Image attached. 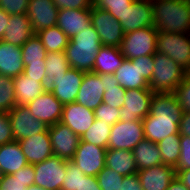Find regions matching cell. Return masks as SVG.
Wrapping results in <instances>:
<instances>
[{
	"instance_id": "obj_42",
	"label": "cell",
	"mask_w": 190,
	"mask_h": 190,
	"mask_svg": "<svg viewBox=\"0 0 190 190\" xmlns=\"http://www.w3.org/2000/svg\"><path fill=\"white\" fill-rule=\"evenodd\" d=\"M175 96L185 112H190V79L184 78L174 91Z\"/></svg>"
},
{
	"instance_id": "obj_10",
	"label": "cell",
	"mask_w": 190,
	"mask_h": 190,
	"mask_svg": "<svg viewBox=\"0 0 190 190\" xmlns=\"http://www.w3.org/2000/svg\"><path fill=\"white\" fill-rule=\"evenodd\" d=\"M151 89H128L125 91L124 105L120 108V119L124 122L143 120L150 113Z\"/></svg>"
},
{
	"instance_id": "obj_32",
	"label": "cell",
	"mask_w": 190,
	"mask_h": 190,
	"mask_svg": "<svg viewBox=\"0 0 190 190\" xmlns=\"http://www.w3.org/2000/svg\"><path fill=\"white\" fill-rule=\"evenodd\" d=\"M101 80L105 86L103 103L114 108L120 109L123 107L126 90L119 85V81L115 78L114 74H101Z\"/></svg>"
},
{
	"instance_id": "obj_37",
	"label": "cell",
	"mask_w": 190,
	"mask_h": 190,
	"mask_svg": "<svg viewBox=\"0 0 190 190\" xmlns=\"http://www.w3.org/2000/svg\"><path fill=\"white\" fill-rule=\"evenodd\" d=\"M12 77L0 75V113L10 112L16 105Z\"/></svg>"
},
{
	"instance_id": "obj_54",
	"label": "cell",
	"mask_w": 190,
	"mask_h": 190,
	"mask_svg": "<svg viewBox=\"0 0 190 190\" xmlns=\"http://www.w3.org/2000/svg\"><path fill=\"white\" fill-rule=\"evenodd\" d=\"M10 15L5 12L2 8H0V40L3 38V34L5 33L6 26L9 23Z\"/></svg>"
},
{
	"instance_id": "obj_46",
	"label": "cell",
	"mask_w": 190,
	"mask_h": 190,
	"mask_svg": "<svg viewBox=\"0 0 190 190\" xmlns=\"http://www.w3.org/2000/svg\"><path fill=\"white\" fill-rule=\"evenodd\" d=\"M30 180L15 178L13 175H3L0 181V190H27Z\"/></svg>"
},
{
	"instance_id": "obj_40",
	"label": "cell",
	"mask_w": 190,
	"mask_h": 190,
	"mask_svg": "<svg viewBox=\"0 0 190 190\" xmlns=\"http://www.w3.org/2000/svg\"><path fill=\"white\" fill-rule=\"evenodd\" d=\"M84 173L71 161H67V168L61 190H81Z\"/></svg>"
},
{
	"instance_id": "obj_38",
	"label": "cell",
	"mask_w": 190,
	"mask_h": 190,
	"mask_svg": "<svg viewBox=\"0 0 190 190\" xmlns=\"http://www.w3.org/2000/svg\"><path fill=\"white\" fill-rule=\"evenodd\" d=\"M134 0H92V7L109 12L115 19H119Z\"/></svg>"
},
{
	"instance_id": "obj_31",
	"label": "cell",
	"mask_w": 190,
	"mask_h": 190,
	"mask_svg": "<svg viewBox=\"0 0 190 190\" xmlns=\"http://www.w3.org/2000/svg\"><path fill=\"white\" fill-rule=\"evenodd\" d=\"M132 152L138 170L151 168L163 163L158 144L148 139L144 138L135 146Z\"/></svg>"
},
{
	"instance_id": "obj_36",
	"label": "cell",
	"mask_w": 190,
	"mask_h": 190,
	"mask_svg": "<svg viewBox=\"0 0 190 190\" xmlns=\"http://www.w3.org/2000/svg\"><path fill=\"white\" fill-rule=\"evenodd\" d=\"M21 51L24 66L28 63H45L47 51L37 34L21 46Z\"/></svg>"
},
{
	"instance_id": "obj_35",
	"label": "cell",
	"mask_w": 190,
	"mask_h": 190,
	"mask_svg": "<svg viewBox=\"0 0 190 190\" xmlns=\"http://www.w3.org/2000/svg\"><path fill=\"white\" fill-rule=\"evenodd\" d=\"M111 125L95 119L92 126L81 136V141L108 149Z\"/></svg>"
},
{
	"instance_id": "obj_23",
	"label": "cell",
	"mask_w": 190,
	"mask_h": 190,
	"mask_svg": "<svg viewBox=\"0 0 190 190\" xmlns=\"http://www.w3.org/2000/svg\"><path fill=\"white\" fill-rule=\"evenodd\" d=\"M23 70L21 47L0 40V75L14 78L22 74Z\"/></svg>"
},
{
	"instance_id": "obj_30",
	"label": "cell",
	"mask_w": 190,
	"mask_h": 190,
	"mask_svg": "<svg viewBox=\"0 0 190 190\" xmlns=\"http://www.w3.org/2000/svg\"><path fill=\"white\" fill-rule=\"evenodd\" d=\"M13 82L17 105H27L45 91L42 82L28 78L23 73L14 77Z\"/></svg>"
},
{
	"instance_id": "obj_41",
	"label": "cell",
	"mask_w": 190,
	"mask_h": 190,
	"mask_svg": "<svg viewBox=\"0 0 190 190\" xmlns=\"http://www.w3.org/2000/svg\"><path fill=\"white\" fill-rule=\"evenodd\" d=\"M95 119L103 121L106 124L114 125L120 119V109L110 107L106 103H101L94 110Z\"/></svg>"
},
{
	"instance_id": "obj_33",
	"label": "cell",
	"mask_w": 190,
	"mask_h": 190,
	"mask_svg": "<svg viewBox=\"0 0 190 190\" xmlns=\"http://www.w3.org/2000/svg\"><path fill=\"white\" fill-rule=\"evenodd\" d=\"M47 52L65 51L69 38L55 25L36 33Z\"/></svg>"
},
{
	"instance_id": "obj_27",
	"label": "cell",
	"mask_w": 190,
	"mask_h": 190,
	"mask_svg": "<svg viewBox=\"0 0 190 190\" xmlns=\"http://www.w3.org/2000/svg\"><path fill=\"white\" fill-rule=\"evenodd\" d=\"M46 75L42 80L43 89L45 91L53 90V80L65 76L70 69L64 51L61 52H47L45 58Z\"/></svg>"
},
{
	"instance_id": "obj_3",
	"label": "cell",
	"mask_w": 190,
	"mask_h": 190,
	"mask_svg": "<svg viewBox=\"0 0 190 190\" xmlns=\"http://www.w3.org/2000/svg\"><path fill=\"white\" fill-rule=\"evenodd\" d=\"M102 47L100 36L91 25L69 39L65 48V55L70 68L87 72H93L96 55Z\"/></svg>"
},
{
	"instance_id": "obj_50",
	"label": "cell",
	"mask_w": 190,
	"mask_h": 190,
	"mask_svg": "<svg viewBox=\"0 0 190 190\" xmlns=\"http://www.w3.org/2000/svg\"><path fill=\"white\" fill-rule=\"evenodd\" d=\"M120 190H143L138 174L124 176Z\"/></svg>"
},
{
	"instance_id": "obj_52",
	"label": "cell",
	"mask_w": 190,
	"mask_h": 190,
	"mask_svg": "<svg viewBox=\"0 0 190 190\" xmlns=\"http://www.w3.org/2000/svg\"><path fill=\"white\" fill-rule=\"evenodd\" d=\"M179 134L180 136L190 137V112L183 111L181 121L179 123Z\"/></svg>"
},
{
	"instance_id": "obj_56",
	"label": "cell",
	"mask_w": 190,
	"mask_h": 190,
	"mask_svg": "<svg viewBox=\"0 0 190 190\" xmlns=\"http://www.w3.org/2000/svg\"><path fill=\"white\" fill-rule=\"evenodd\" d=\"M167 190H189L177 177H175Z\"/></svg>"
},
{
	"instance_id": "obj_9",
	"label": "cell",
	"mask_w": 190,
	"mask_h": 190,
	"mask_svg": "<svg viewBox=\"0 0 190 190\" xmlns=\"http://www.w3.org/2000/svg\"><path fill=\"white\" fill-rule=\"evenodd\" d=\"M143 139L142 120L130 122L118 120L111 126L108 148L132 151Z\"/></svg>"
},
{
	"instance_id": "obj_15",
	"label": "cell",
	"mask_w": 190,
	"mask_h": 190,
	"mask_svg": "<svg viewBox=\"0 0 190 190\" xmlns=\"http://www.w3.org/2000/svg\"><path fill=\"white\" fill-rule=\"evenodd\" d=\"M118 21L122 25L125 34L148 26H154L151 0H134Z\"/></svg>"
},
{
	"instance_id": "obj_29",
	"label": "cell",
	"mask_w": 190,
	"mask_h": 190,
	"mask_svg": "<svg viewBox=\"0 0 190 190\" xmlns=\"http://www.w3.org/2000/svg\"><path fill=\"white\" fill-rule=\"evenodd\" d=\"M125 57L120 47L102 46L96 55L93 72L98 74H114L121 66Z\"/></svg>"
},
{
	"instance_id": "obj_25",
	"label": "cell",
	"mask_w": 190,
	"mask_h": 190,
	"mask_svg": "<svg viewBox=\"0 0 190 190\" xmlns=\"http://www.w3.org/2000/svg\"><path fill=\"white\" fill-rule=\"evenodd\" d=\"M28 165L18 141L0 145V170L3 175H13Z\"/></svg>"
},
{
	"instance_id": "obj_4",
	"label": "cell",
	"mask_w": 190,
	"mask_h": 190,
	"mask_svg": "<svg viewBox=\"0 0 190 190\" xmlns=\"http://www.w3.org/2000/svg\"><path fill=\"white\" fill-rule=\"evenodd\" d=\"M154 69L149 88L154 93H174L185 78V70L169 56L156 52L153 55Z\"/></svg>"
},
{
	"instance_id": "obj_34",
	"label": "cell",
	"mask_w": 190,
	"mask_h": 190,
	"mask_svg": "<svg viewBox=\"0 0 190 190\" xmlns=\"http://www.w3.org/2000/svg\"><path fill=\"white\" fill-rule=\"evenodd\" d=\"M180 134H171L158 144L163 164L175 167L180 157Z\"/></svg>"
},
{
	"instance_id": "obj_12",
	"label": "cell",
	"mask_w": 190,
	"mask_h": 190,
	"mask_svg": "<svg viewBox=\"0 0 190 190\" xmlns=\"http://www.w3.org/2000/svg\"><path fill=\"white\" fill-rule=\"evenodd\" d=\"M10 122L15 141L32 137L48 129L39 119H35L26 105H16L10 112Z\"/></svg>"
},
{
	"instance_id": "obj_28",
	"label": "cell",
	"mask_w": 190,
	"mask_h": 190,
	"mask_svg": "<svg viewBox=\"0 0 190 190\" xmlns=\"http://www.w3.org/2000/svg\"><path fill=\"white\" fill-rule=\"evenodd\" d=\"M105 166L123 176L136 174L138 169L131 150L110 149L106 150Z\"/></svg>"
},
{
	"instance_id": "obj_58",
	"label": "cell",
	"mask_w": 190,
	"mask_h": 190,
	"mask_svg": "<svg viewBox=\"0 0 190 190\" xmlns=\"http://www.w3.org/2000/svg\"><path fill=\"white\" fill-rule=\"evenodd\" d=\"M185 77L190 79V64H189L188 68L185 70Z\"/></svg>"
},
{
	"instance_id": "obj_1",
	"label": "cell",
	"mask_w": 190,
	"mask_h": 190,
	"mask_svg": "<svg viewBox=\"0 0 190 190\" xmlns=\"http://www.w3.org/2000/svg\"><path fill=\"white\" fill-rule=\"evenodd\" d=\"M182 114L174 93H154L150 113L142 120L144 138L157 144L169 135L179 133Z\"/></svg>"
},
{
	"instance_id": "obj_2",
	"label": "cell",
	"mask_w": 190,
	"mask_h": 190,
	"mask_svg": "<svg viewBox=\"0 0 190 190\" xmlns=\"http://www.w3.org/2000/svg\"><path fill=\"white\" fill-rule=\"evenodd\" d=\"M153 23L159 32L190 33V0H152Z\"/></svg>"
},
{
	"instance_id": "obj_48",
	"label": "cell",
	"mask_w": 190,
	"mask_h": 190,
	"mask_svg": "<svg viewBox=\"0 0 190 190\" xmlns=\"http://www.w3.org/2000/svg\"><path fill=\"white\" fill-rule=\"evenodd\" d=\"M45 63H28L24 66L23 74L28 78L37 79L38 82H42L46 75Z\"/></svg>"
},
{
	"instance_id": "obj_55",
	"label": "cell",
	"mask_w": 190,
	"mask_h": 190,
	"mask_svg": "<svg viewBox=\"0 0 190 190\" xmlns=\"http://www.w3.org/2000/svg\"><path fill=\"white\" fill-rule=\"evenodd\" d=\"M175 171L176 177L190 190V169Z\"/></svg>"
},
{
	"instance_id": "obj_44",
	"label": "cell",
	"mask_w": 190,
	"mask_h": 190,
	"mask_svg": "<svg viewBox=\"0 0 190 190\" xmlns=\"http://www.w3.org/2000/svg\"><path fill=\"white\" fill-rule=\"evenodd\" d=\"M180 157L177 165L174 167L175 170H187L190 169V137H180Z\"/></svg>"
},
{
	"instance_id": "obj_51",
	"label": "cell",
	"mask_w": 190,
	"mask_h": 190,
	"mask_svg": "<svg viewBox=\"0 0 190 190\" xmlns=\"http://www.w3.org/2000/svg\"><path fill=\"white\" fill-rule=\"evenodd\" d=\"M13 176L22 180H30V186L34 184L35 171L32 164H28L25 167L16 171Z\"/></svg>"
},
{
	"instance_id": "obj_49",
	"label": "cell",
	"mask_w": 190,
	"mask_h": 190,
	"mask_svg": "<svg viewBox=\"0 0 190 190\" xmlns=\"http://www.w3.org/2000/svg\"><path fill=\"white\" fill-rule=\"evenodd\" d=\"M60 9H91L92 0H53Z\"/></svg>"
},
{
	"instance_id": "obj_19",
	"label": "cell",
	"mask_w": 190,
	"mask_h": 190,
	"mask_svg": "<svg viewBox=\"0 0 190 190\" xmlns=\"http://www.w3.org/2000/svg\"><path fill=\"white\" fill-rule=\"evenodd\" d=\"M56 25L71 39L92 25L91 9H60Z\"/></svg>"
},
{
	"instance_id": "obj_24",
	"label": "cell",
	"mask_w": 190,
	"mask_h": 190,
	"mask_svg": "<svg viewBox=\"0 0 190 190\" xmlns=\"http://www.w3.org/2000/svg\"><path fill=\"white\" fill-rule=\"evenodd\" d=\"M34 35L27 14L10 15L2 40L15 46H22Z\"/></svg>"
},
{
	"instance_id": "obj_5",
	"label": "cell",
	"mask_w": 190,
	"mask_h": 190,
	"mask_svg": "<svg viewBox=\"0 0 190 190\" xmlns=\"http://www.w3.org/2000/svg\"><path fill=\"white\" fill-rule=\"evenodd\" d=\"M157 34L154 26H148L124 35L120 45L121 54L131 60L157 52Z\"/></svg>"
},
{
	"instance_id": "obj_8",
	"label": "cell",
	"mask_w": 190,
	"mask_h": 190,
	"mask_svg": "<svg viewBox=\"0 0 190 190\" xmlns=\"http://www.w3.org/2000/svg\"><path fill=\"white\" fill-rule=\"evenodd\" d=\"M91 24L100 36L102 46L120 47L125 33L120 22L108 11L92 7Z\"/></svg>"
},
{
	"instance_id": "obj_6",
	"label": "cell",
	"mask_w": 190,
	"mask_h": 190,
	"mask_svg": "<svg viewBox=\"0 0 190 190\" xmlns=\"http://www.w3.org/2000/svg\"><path fill=\"white\" fill-rule=\"evenodd\" d=\"M157 52L169 56L186 70L190 64V33L171 34L159 31Z\"/></svg>"
},
{
	"instance_id": "obj_47",
	"label": "cell",
	"mask_w": 190,
	"mask_h": 190,
	"mask_svg": "<svg viewBox=\"0 0 190 190\" xmlns=\"http://www.w3.org/2000/svg\"><path fill=\"white\" fill-rule=\"evenodd\" d=\"M131 61H138V69L142 77L149 83L154 69L153 55H144L131 59Z\"/></svg>"
},
{
	"instance_id": "obj_11",
	"label": "cell",
	"mask_w": 190,
	"mask_h": 190,
	"mask_svg": "<svg viewBox=\"0 0 190 190\" xmlns=\"http://www.w3.org/2000/svg\"><path fill=\"white\" fill-rule=\"evenodd\" d=\"M106 150L103 147L80 140L71 162L85 175L96 177L105 167Z\"/></svg>"
},
{
	"instance_id": "obj_20",
	"label": "cell",
	"mask_w": 190,
	"mask_h": 190,
	"mask_svg": "<svg viewBox=\"0 0 190 190\" xmlns=\"http://www.w3.org/2000/svg\"><path fill=\"white\" fill-rule=\"evenodd\" d=\"M18 142L28 164L42 162L53 155L48 129Z\"/></svg>"
},
{
	"instance_id": "obj_26",
	"label": "cell",
	"mask_w": 190,
	"mask_h": 190,
	"mask_svg": "<svg viewBox=\"0 0 190 190\" xmlns=\"http://www.w3.org/2000/svg\"><path fill=\"white\" fill-rule=\"evenodd\" d=\"M119 85L128 89H150L149 83L142 77L138 69V61L124 59L121 66L114 73Z\"/></svg>"
},
{
	"instance_id": "obj_16",
	"label": "cell",
	"mask_w": 190,
	"mask_h": 190,
	"mask_svg": "<svg viewBox=\"0 0 190 190\" xmlns=\"http://www.w3.org/2000/svg\"><path fill=\"white\" fill-rule=\"evenodd\" d=\"M59 9L53 0H29L27 16L34 34L57 24Z\"/></svg>"
},
{
	"instance_id": "obj_39",
	"label": "cell",
	"mask_w": 190,
	"mask_h": 190,
	"mask_svg": "<svg viewBox=\"0 0 190 190\" xmlns=\"http://www.w3.org/2000/svg\"><path fill=\"white\" fill-rule=\"evenodd\" d=\"M96 178L101 190H120L124 176L105 166Z\"/></svg>"
},
{
	"instance_id": "obj_53",
	"label": "cell",
	"mask_w": 190,
	"mask_h": 190,
	"mask_svg": "<svg viewBox=\"0 0 190 190\" xmlns=\"http://www.w3.org/2000/svg\"><path fill=\"white\" fill-rule=\"evenodd\" d=\"M81 190H101V188L96 177L84 175V178H82Z\"/></svg>"
},
{
	"instance_id": "obj_43",
	"label": "cell",
	"mask_w": 190,
	"mask_h": 190,
	"mask_svg": "<svg viewBox=\"0 0 190 190\" xmlns=\"http://www.w3.org/2000/svg\"><path fill=\"white\" fill-rule=\"evenodd\" d=\"M29 0H0V8L9 15L27 14Z\"/></svg>"
},
{
	"instance_id": "obj_18",
	"label": "cell",
	"mask_w": 190,
	"mask_h": 190,
	"mask_svg": "<svg viewBox=\"0 0 190 190\" xmlns=\"http://www.w3.org/2000/svg\"><path fill=\"white\" fill-rule=\"evenodd\" d=\"M94 120V110L73 102L64 105L60 122L81 137L92 126Z\"/></svg>"
},
{
	"instance_id": "obj_21",
	"label": "cell",
	"mask_w": 190,
	"mask_h": 190,
	"mask_svg": "<svg viewBox=\"0 0 190 190\" xmlns=\"http://www.w3.org/2000/svg\"><path fill=\"white\" fill-rule=\"evenodd\" d=\"M83 71L70 68L65 76L53 80L52 94L63 104L75 102L83 77Z\"/></svg>"
},
{
	"instance_id": "obj_13",
	"label": "cell",
	"mask_w": 190,
	"mask_h": 190,
	"mask_svg": "<svg viewBox=\"0 0 190 190\" xmlns=\"http://www.w3.org/2000/svg\"><path fill=\"white\" fill-rule=\"evenodd\" d=\"M48 133L53 155L71 161L76 153L81 138L61 122L48 126Z\"/></svg>"
},
{
	"instance_id": "obj_14",
	"label": "cell",
	"mask_w": 190,
	"mask_h": 190,
	"mask_svg": "<svg viewBox=\"0 0 190 190\" xmlns=\"http://www.w3.org/2000/svg\"><path fill=\"white\" fill-rule=\"evenodd\" d=\"M35 119H39L47 126L60 122L64 105L52 94L44 91L39 97L26 105Z\"/></svg>"
},
{
	"instance_id": "obj_59",
	"label": "cell",
	"mask_w": 190,
	"mask_h": 190,
	"mask_svg": "<svg viewBox=\"0 0 190 190\" xmlns=\"http://www.w3.org/2000/svg\"><path fill=\"white\" fill-rule=\"evenodd\" d=\"M2 177H3V173H2V171L0 170V181L2 180Z\"/></svg>"
},
{
	"instance_id": "obj_22",
	"label": "cell",
	"mask_w": 190,
	"mask_h": 190,
	"mask_svg": "<svg viewBox=\"0 0 190 190\" xmlns=\"http://www.w3.org/2000/svg\"><path fill=\"white\" fill-rule=\"evenodd\" d=\"M137 174L143 190H167L171 181L176 177L175 168L163 163L138 170Z\"/></svg>"
},
{
	"instance_id": "obj_45",
	"label": "cell",
	"mask_w": 190,
	"mask_h": 190,
	"mask_svg": "<svg viewBox=\"0 0 190 190\" xmlns=\"http://www.w3.org/2000/svg\"><path fill=\"white\" fill-rule=\"evenodd\" d=\"M13 130L10 122L9 112L0 113V145L13 142Z\"/></svg>"
},
{
	"instance_id": "obj_7",
	"label": "cell",
	"mask_w": 190,
	"mask_h": 190,
	"mask_svg": "<svg viewBox=\"0 0 190 190\" xmlns=\"http://www.w3.org/2000/svg\"><path fill=\"white\" fill-rule=\"evenodd\" d=\"M34 185L46 190H61L67 168V160L52 155L46 160L33 164Z\"/></svg>"
},
{
	"instance_id": "obj_57",
	"label": "cell",
	"mask_w": 190,
	"mask_h": 190,
	"mask_svg": "<svg viewBox=\"0 0 190 190\" xmlns=\"http://www.w3.org/2000/svg\"><path fill=\"white\" fill-rule=\"evenodd\" d=\"M27 190H46V189L33 184V185L27 187Z\"/></svg>"
},
{
	"instance_id": "obj_17",
	"label": "cell",
	"mask_w": 190,
	"mask_h": 190,
	"mask_svg": "<svg viewBox=\"0 0 190 190\" xmlns=\"http://www.w3.org/2000/svg\"><path fill=\"white\" fill-rule=\"evenodd\" d=\"M104 92L105 86L101 80V74L95 72L84 73L75 102L95 110L103 102Z\"/></svg>"
}]
</instances>
